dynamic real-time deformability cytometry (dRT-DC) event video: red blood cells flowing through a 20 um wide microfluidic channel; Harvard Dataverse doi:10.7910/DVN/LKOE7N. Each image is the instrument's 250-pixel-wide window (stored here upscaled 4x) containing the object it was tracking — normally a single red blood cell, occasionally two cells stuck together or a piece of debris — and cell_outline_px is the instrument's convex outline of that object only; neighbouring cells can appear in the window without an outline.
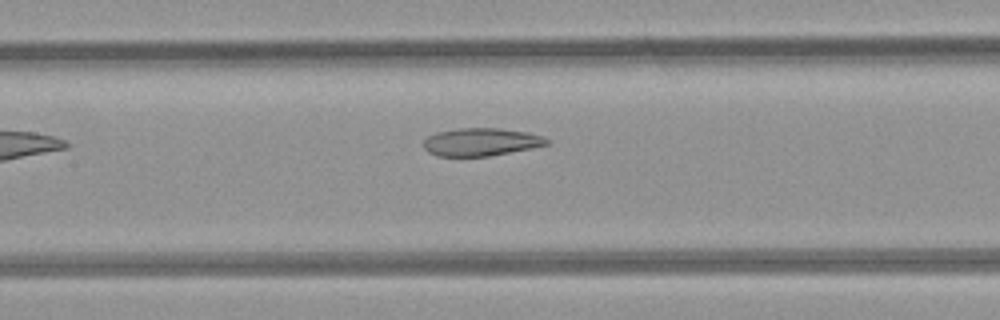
{"species": "common noctule bat (a hibernating species)", "species_latin": "Nyctalus noctula", "temperature_condition": "room temperature", "stored_images_in_passage": 5, "camera_frame_rate_fps": 3000, "um_per_image_px": 0.085, "animal": {"sex": "female", "body_mass_g": 21.9}, "frame": {"image": 1, "passage_image": 5, "time_ms": 4.667, "image_size_px": [1000, 320], "cell_outline_px": [[548, 144], [532, 148], [488, 156], [436, 156], [428, 152], [424, 148], [424, 140], [428, 136], [436, 132], [460, 128], [500, 128], [528, 132], [544, 136], [548, 140]], "centroid_in_image_um": [40.88, 12.06], "position_along_channel_um": 166.5, "area_um2": 20.0}}